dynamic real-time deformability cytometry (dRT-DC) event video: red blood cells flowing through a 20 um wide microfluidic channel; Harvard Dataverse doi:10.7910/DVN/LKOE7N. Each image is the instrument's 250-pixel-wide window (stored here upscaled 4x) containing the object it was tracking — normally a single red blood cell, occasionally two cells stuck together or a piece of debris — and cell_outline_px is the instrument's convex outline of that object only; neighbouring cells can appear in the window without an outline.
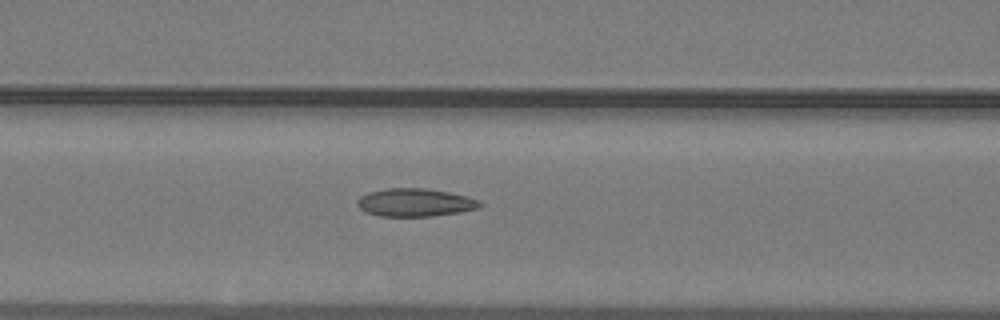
{"species": "common noctule bat (a hibernating species)", "species_latin": "Nyctalus noctula", "temperature_condition": "warm", "stored_images_in_passage": 33, "camera_frame_rate_fps": 3000, "um_per_image_px": 0.085, "animal": {"sex": "male", "body_mass_g": 19.2, "forearm_length_mm": 51.8}, "frame": {"image": 1, "passage_image": 6, "time_ms": 1.667, "image_size_px": [1000, 320], "cell_outline_px": [[484, 204], [480, 208], [460, 212], [432, 216], [380, 216], [368, 212], [360, 208], [356, 204], [356, 200], [360, 196], [368, 192], [388, 188], [428, 188], [468, 196], [480, 200]], "centroid_in_image_um": [35.32, 17.2], "position_along_channel_um": 131.3, "area_um2": 20.17}}
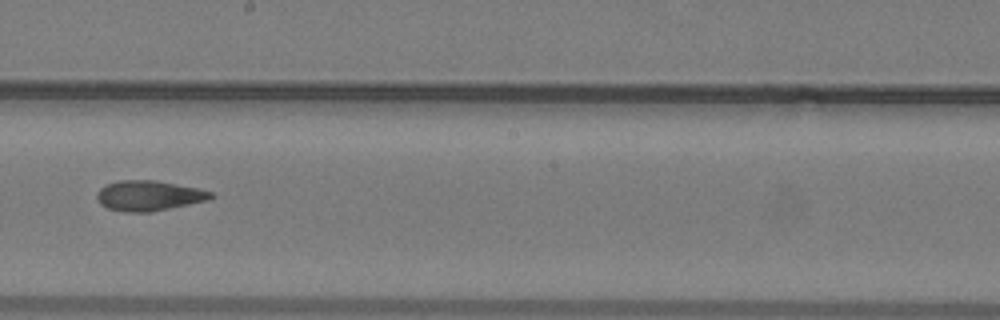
{"frame": {"image": 2, "passage_image": 13, "time_ms": 4.0, "image_size_px": [1000, 320], "cell_outline_px": [[216, 196], [208, 200], [152, 212], [124, 212], [108, 208], [100, 204], [96, 196], [96, 192], [104, 184], [120, 180], [156, 180], [200, 188], [212, 192]], "centroid_in_image_um": [12.65, 16.62], "position_along_channel_um": 235.5, "area_um2": 20.35}}
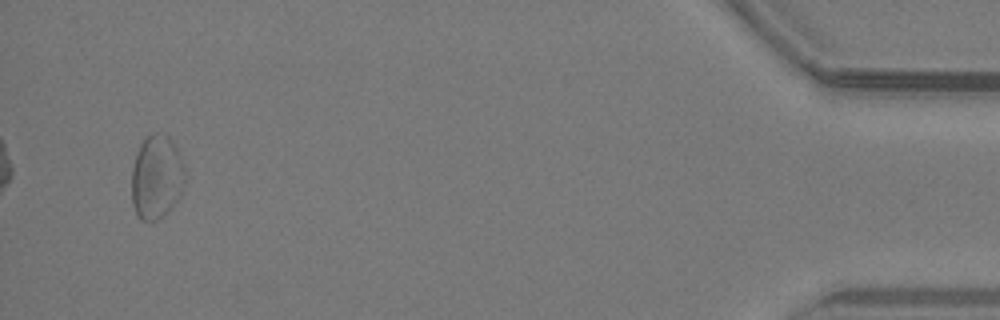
{"frame": {"image": 3, "passage_image": 31, "time_ms": 10.0, "image_size_px": [1000, 320], "cell_outline_px": [[184, 180], [180, 196], [156, 220], [140, 220], [136, 216], [132, 204], [132, 168], [140, 144], [152, 132], [156, 132], [168, 136], [176, 148], [184, 164]], "centroid_in_image_um": [13.28, 15.04], "position_along_channel_um": 421.9, "area_um2": 25.66}}